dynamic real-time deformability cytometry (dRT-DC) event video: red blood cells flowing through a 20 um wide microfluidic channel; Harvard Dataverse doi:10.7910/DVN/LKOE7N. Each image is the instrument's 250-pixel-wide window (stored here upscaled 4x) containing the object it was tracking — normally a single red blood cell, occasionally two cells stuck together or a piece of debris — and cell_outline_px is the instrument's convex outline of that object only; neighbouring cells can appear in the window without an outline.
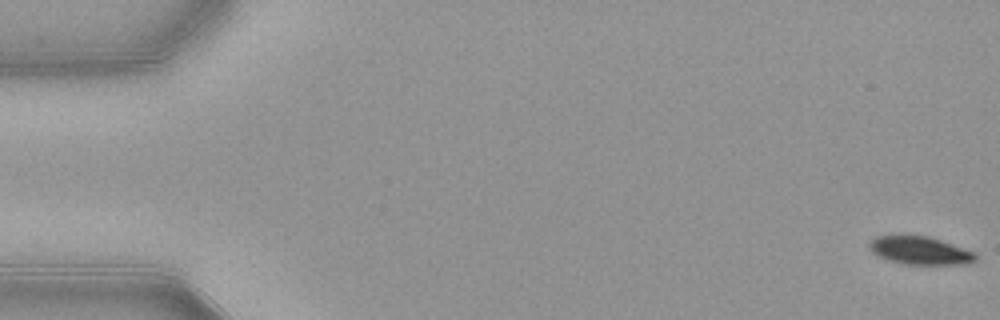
{"species": "common noctule bat (a hibernating species)", "species_latin": "Nyctalus noctula", "temperature_condition": "warm", "stored_images_in_passage": 8, "camera_frame_rate_fps": 3000, "um_per_image_px": 0.085, "animal": {"sex": "female", "body_mass_g": 21.9}, "frame": {"image": 1, "passage_image": 1, "time_ms": 0.0, "image_size_px": [1000, 320], "cell_outline_px": [[976, 260], [968, 264], [904, 264], [888, 260], [872, 252], [868, 244], [876, 236], [896, 232], [900, 232], [928, 236], [976, 252]], "centroid_in_image_um": [78.15, 21.24], "position_along_channel_um": 6.8, "area_um2": 17.92}}